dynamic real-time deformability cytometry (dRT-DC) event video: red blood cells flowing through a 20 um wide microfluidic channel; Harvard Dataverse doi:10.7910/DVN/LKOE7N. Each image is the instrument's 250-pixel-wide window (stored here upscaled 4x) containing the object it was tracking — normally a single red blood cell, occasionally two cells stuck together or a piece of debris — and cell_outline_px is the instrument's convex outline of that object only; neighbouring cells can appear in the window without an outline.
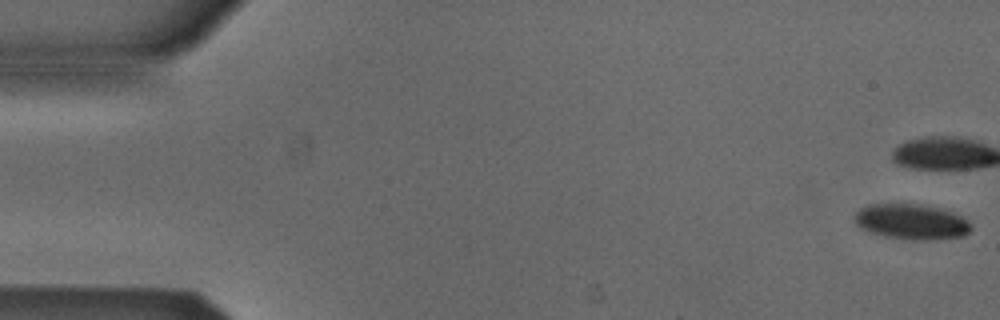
{"species": "Egyptian fruit bat (a non-hibernating species)", "species_latin": "Rousettus aegyptiacus", "temperature_condition": "cold", "stored_images_in_passage": 53, "camera_frame_rate_fps": 3000, "um_per_image_px": 0.085, "animal": {"sex": "male"}, "frame": {"image": 1, "passage_image": 1, "time_ms": 0.0, "image_size_px": [1000, 320], "cell_outline_px": [[972, 228], [964, 236], [928, 240], [920, 240], [884, 236], [860, 228], [852, 220], [856, 212], [860, 208], [868, 204], [920, 204], [940, 208], [952, 212], [968, 220], [972, 224]], "centroid_in_image_um": [77.47, 18.84], "position_along_channel_um": 7.5, "area_um2": 24.04}, "authors_computed_cell_mechanics": {"area_um2": 26.9926, "velocity_mm_per_s": 3.8595, "shape_relaxation_time_tau1_ms": 7.1018, "shape_relaxation_time_tau2_ms": null, "deformation_change_tau1": 0.1354, "deformation_change_tau2": null}}